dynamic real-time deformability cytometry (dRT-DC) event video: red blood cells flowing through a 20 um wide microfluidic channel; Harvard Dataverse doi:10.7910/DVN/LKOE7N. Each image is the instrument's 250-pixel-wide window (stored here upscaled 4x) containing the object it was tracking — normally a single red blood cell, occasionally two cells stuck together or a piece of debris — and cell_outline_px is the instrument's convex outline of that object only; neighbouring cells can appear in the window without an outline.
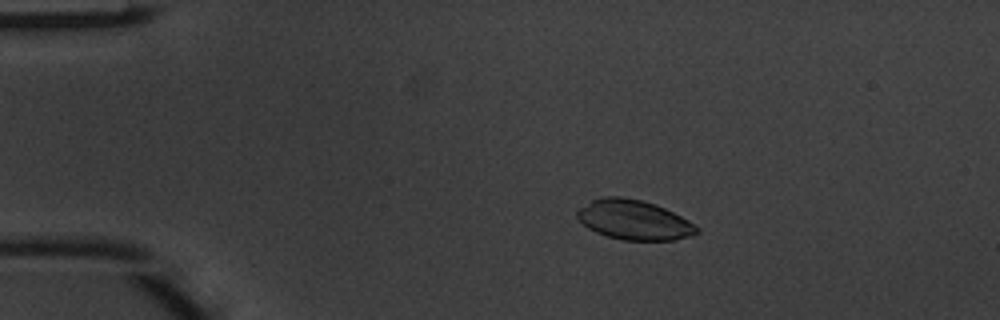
{"species": "common noctule bat (a hibernating species)", "species_latin": "Nyctalus noctula", "temperature_condition": "warm", "stored_images_in_passage": 4, "camera_frame_rate_fps": 3000, "um_per_image_px": 0.085, "animal": {"sex": "male", "body_mass_g": 20.1, "forearm_length_mm": 53.5}, "frame": {"image": 1, "passage_image": 2, "time_ms": 0.333, "image_size_px": [1000, 320], "cell_outline_px": [[700, 232], [676, 240], [624, 240], [608, 236], [596, 232], [588, 228], [576, 216], [576, 212], [580, 208], [592, 200], [604, 196], [620, 196], [640, 200], [656, 204], [688, 220], [700, 228]], "centroid_in_image_um": [53.9, 18.69], "position_along_channel_um": 31.1, "area_um2": 27.46}}